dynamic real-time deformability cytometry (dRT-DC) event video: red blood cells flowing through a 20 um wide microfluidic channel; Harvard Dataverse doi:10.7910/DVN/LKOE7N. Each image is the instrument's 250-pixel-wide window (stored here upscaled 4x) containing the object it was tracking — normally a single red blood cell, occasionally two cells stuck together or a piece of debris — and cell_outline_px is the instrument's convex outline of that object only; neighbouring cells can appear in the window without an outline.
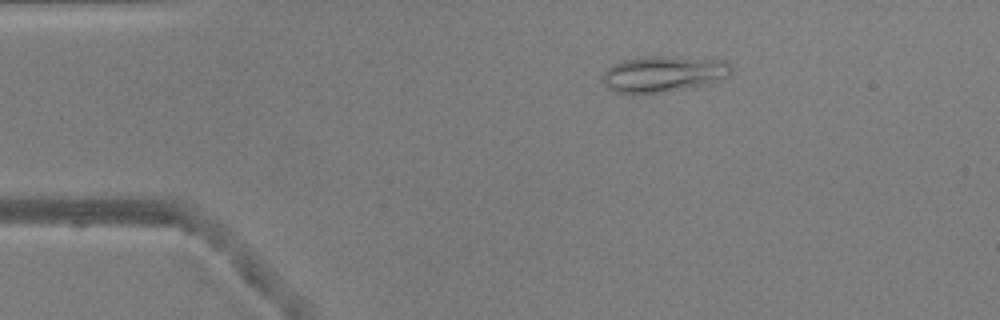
{"species": "common noctule bat (a hibernating species)", "species_latin": "Nyctalus noctula", "temperature_condition": "warm", "stored_images_in_passage": 51, "camera_frame_rate_fps": 3000, "um_per_image_px": 0.085, "animal": {"sex": "male", "body_mass_g": 20.5, "forearm_length_mm": 52.5}, "frame": {"image": 1, "passage_image": 9, "time_ms": 2.667, "image_size_px": [1000, 320], "cell_outline_px": [[732, 76], [696, 88], [632, 96], [628, 96], [612, 92], [600, 80], [604, 72], [612, 64], [620, 60], [640, 56], [664, 56], [728, 60], [732, 64]], "centroid_in_image_um": [56.38, 6.32], "position_along_channel_um": 28.6, "area_um2": 28.55}}
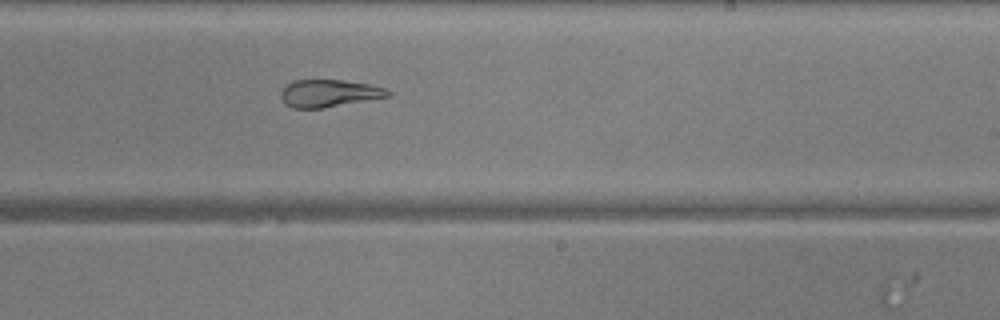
{"frame": {"image": 2, "passage_image": 31, "time_ms": 10.0, "image_size_px": [1000, 320], "cell_outline_px": [[392, 96], [320, 108], [292, 108], [284, 104], [280, 96], [280, 92], [288, 84], [296, 80], [344, 80], [368, 84], [384, 88], [392, 92]], "centroid_in_image_um": [27.97, 7.93], "position_along_channel_um": 261.0, "area_um2": 16.99}}
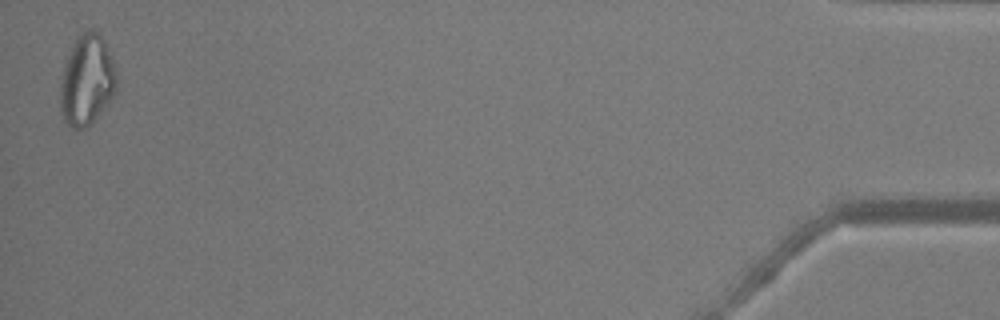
{"frame": {"image": 3, "passage_image": 51, "time_ms": 16.667, "image_size_px": [1000, 320], "cell_outline_px": [[116, 88], [112, 96], [104, 108], [92, 124], [84, 128], [72, 128], [64, 120], [60, 112], [60, 80], [68, 56], [76, 40], [84, 32], [96, 32], [104, 40], [116, 68]], "centroid_in_image_um": [7.38, 6.89], "position_along_channel_um": 427.8, "area_um2": 29.19}, "authors_computed_cell_mechanics": {"area_um2": 23.0044, "velocity_mm_per_s": 3.9007, "shape_relaxation_time_tau1_ms": null, "shape_relaxation_time_tau2_ms": 1.2033, "deformation_change_tau1": null, "deformation_change_tau2": 0.0697}}